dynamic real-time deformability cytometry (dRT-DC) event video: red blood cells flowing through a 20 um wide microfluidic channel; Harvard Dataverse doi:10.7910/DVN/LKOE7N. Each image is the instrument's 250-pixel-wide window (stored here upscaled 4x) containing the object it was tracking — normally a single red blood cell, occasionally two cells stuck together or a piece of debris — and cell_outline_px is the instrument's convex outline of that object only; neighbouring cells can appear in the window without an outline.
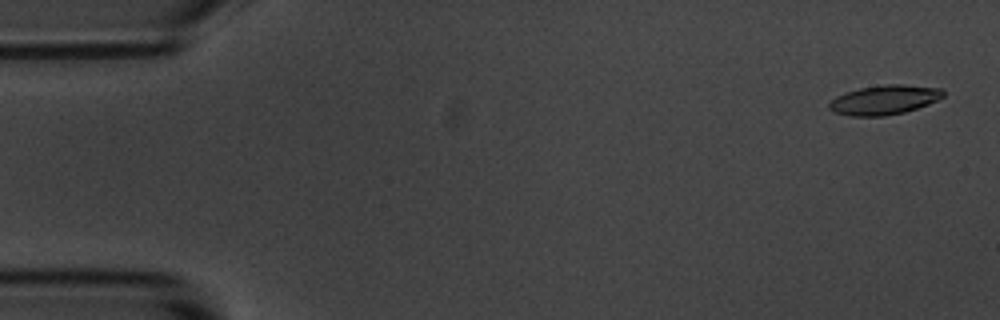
{"species": "common noctule bat (a hibernating species)", "species_latin": "Nyctalus noctula", "temperature_condition": "room temperature", "stored_images_in_passage": 55, "camera_frame_rate_fps": 3000, "um_per_image_px": 0.085, "animal": {"sex": "male", "body_mass_g": 20.1, "forearm_length_mm": 53.5}, "frame": {"image": 1, "passage_image": 2, "time_ms": 0.333, "image_size_px": [1000, 320], "cell_outline_px": [[944, 96], [928, 104], [904, 112], [884, 116], [848, 116], [832, 112], [828, 108], [828, 104], [836, 96], [844, 92], [860, 88], [884, 84], [904, 84], [940, 88], [944, 92]], "centroid_in_image_um": [75.12, 8.49], "position_along_channel_um": 9.9, "area_um2": 19.65}}
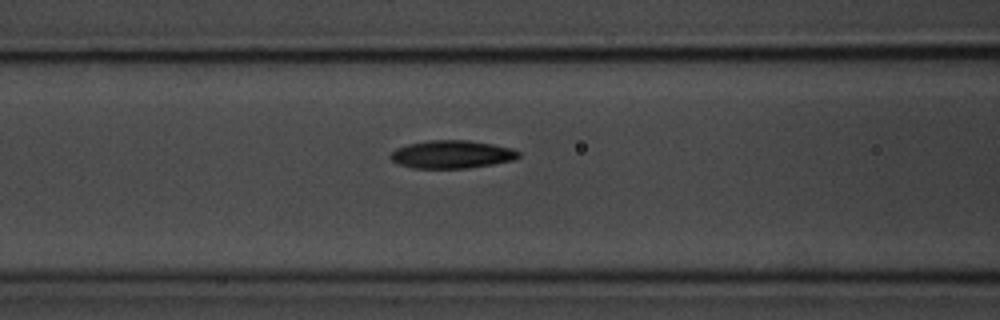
{"frame": {"image": 2, "passage_image": 22, "time_ms": 7.0, "image_size_px": [1000, 320], "cell_outline_px": [[520, 156], [516, 160], [468, 168], [412, 168], [400, 164], [392, 160], [388, 156], [396, 148], [408, 144], [432, 140], [468, 140], [492, 144], [512, 148], [520, 152]], "centroid_in_image_um": [38.43, 13.12], "position_along_channel_um": 128.2, "area_um2": 20.87}}
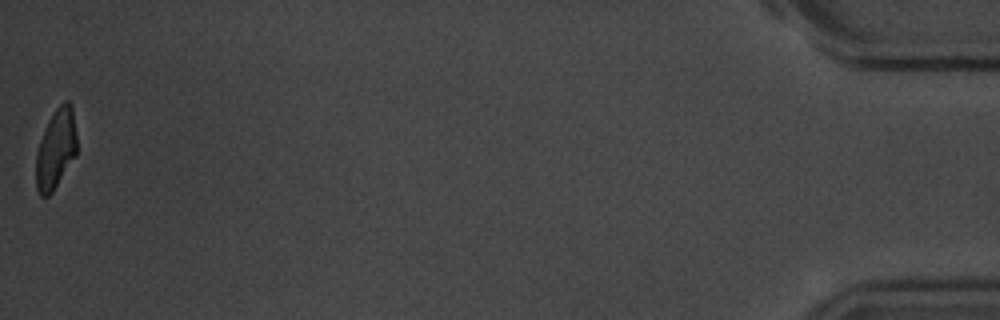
{"frame": {"image": 3, "passage_image": 55, "time_ms": 18.0, "image_size_px": [1000, 320], "cell_outline_px": [[76, 156], [52, 192], [48, 196], [40, 196], [36, 188], [36, 156], [40, 140], [48, 120], [56, 108], [64, 100], [68, 100], [72, 104], [76, 132]], "centroid_in_image_um": [4.75, 12.65], "position_along_channel_um": 430.4, "area_um2": 19.02}, "authors_computed_cell_mechanics": {"area_um2": 20.519, "velocity_mm_per_s": 3.6409, "shape_relaxation_time_tau1_ms": 2.8729, "shape_relaxation_time_tau2_ms": 3.2708, "deformation_change_tau1": 0.1473, "deformation_change_tau2": 0.0931}}